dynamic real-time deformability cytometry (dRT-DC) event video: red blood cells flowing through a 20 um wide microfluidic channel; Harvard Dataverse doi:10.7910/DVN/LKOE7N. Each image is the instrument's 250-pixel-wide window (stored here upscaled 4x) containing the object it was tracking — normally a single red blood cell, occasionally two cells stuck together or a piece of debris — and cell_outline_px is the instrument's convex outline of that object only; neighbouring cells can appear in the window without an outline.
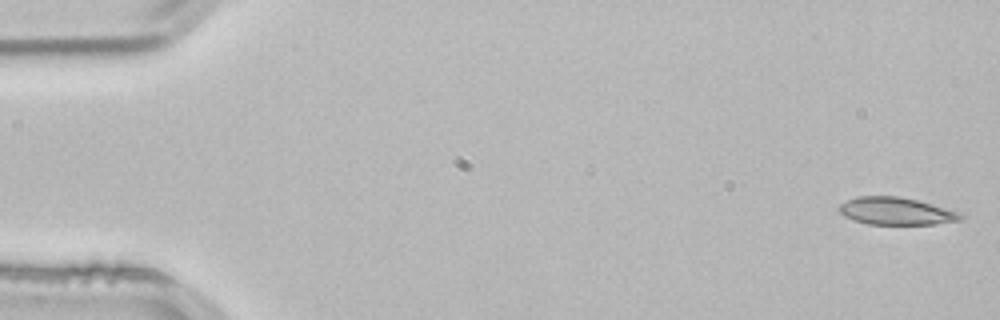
{"species": "common noctule bat (a hibernating species)", "species_latin": "Nyctalus noctula", "temperature_condition": "room temperature", "stored_images_in_passage": 52, "camera_frame_rate_fps": 3000, "um_per_image_px": 0.085, "animal": {"sex": "male", "body_mass_g": 21.5, "forearm_length_mm": 52.0}, "frame": {"image": 1, "passage_image": 1, "time_ms": 0.0, "image_size_px": [1000, 320], "cell_outline_px": [[964, 220], [936, 224], [868, 224], [844, 216], [836, 208], [840, 204], [856, 196], [896, 196], [916, 200], [960, 212], [964, 216]], "centroid_in_image_um": [76.18, 17.95], "position_along_channel_um": 8.8, "area_um2": 19.36}}
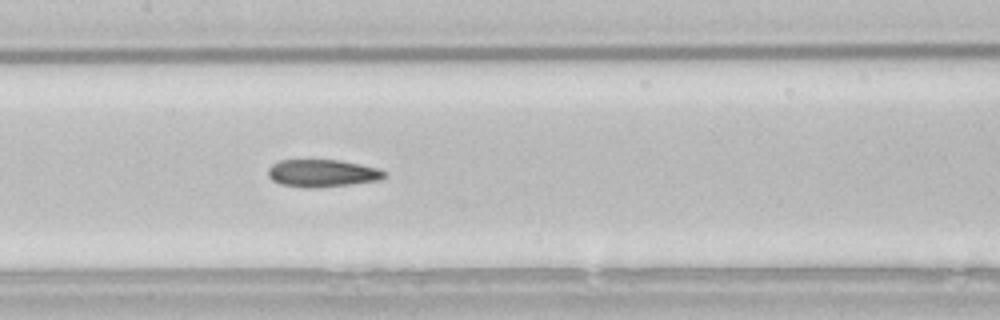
{"frame": {"image": 2, "passage_image": 25, "time_ms": 8.0, "image_size_px": [1000, 320], "cell_outline_px": [[388, 176], [376, 180], [348, 184], [316, 188], [304, 188], [280, 184], [272, 180], [268, 176], [268, 168], [272, 164], [280, 160], [340, 160], [360, 164], [376, 168], [388, 172]], "centroid_in_image_um": [27.37, 14.72], "position_along_channel_um": 180.0, "area_um2": 18.61}}
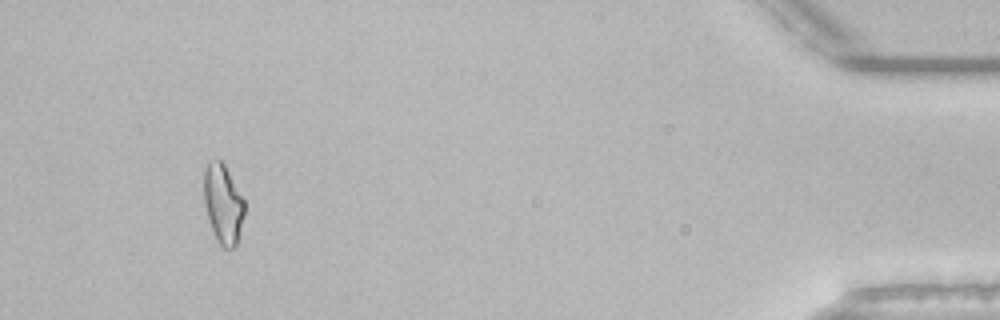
{"frame": {"image": 3, "passage_image": 49, "time_ms": 16.0, "image_size_px": [1000, 320], "cell_outline_px": [[244, 216], [236, 244], [232, 248], [224, 248], [216, 240], [208, 220], [204, 204], [204, 168], [208, 160], [220, 160], [224, 164], [244, 200]], "centroid_in_image_um": [18.93, 17.32], "position_along_channel_um": 416.3, "area_um2": 18.67}, "authors_computed_cell_mechanics": {"area_um2": 19.1896, "velocity_mm_per_s": 3.8525, "shape_relaxation_time_tau1_ms": null, "shape_relaxation_time_tau2_ms": 3.092, "deformation_change_tau1": null, "deformation_change_tau2": 0.1186}}